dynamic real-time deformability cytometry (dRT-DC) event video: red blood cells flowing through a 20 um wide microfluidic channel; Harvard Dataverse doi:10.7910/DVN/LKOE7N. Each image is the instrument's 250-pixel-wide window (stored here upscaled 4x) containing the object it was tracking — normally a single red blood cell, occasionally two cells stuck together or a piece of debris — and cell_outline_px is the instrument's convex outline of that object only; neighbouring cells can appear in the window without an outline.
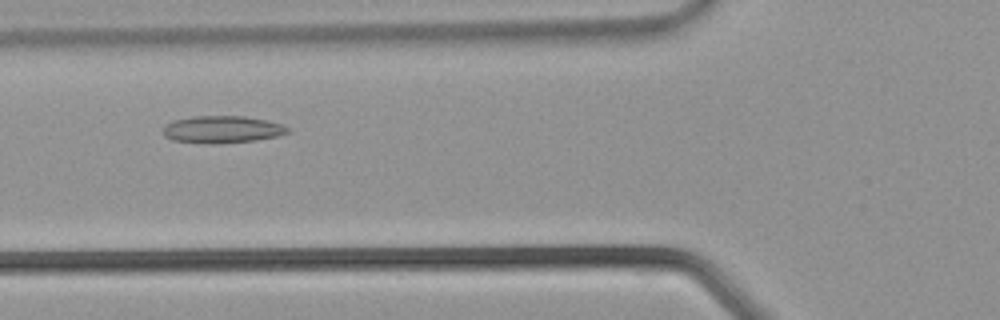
{"species": "common noctule bat (a hibernating species)", "species_latin": "Nyctalus noctula", "temperature_condition": "warm", "stored_images_in_passage": 29, "camera_frame_rate_fps": 3000, "um_per_image_px": 0.085, "animal": {"sex": "male", "body_mass_g": 21.5, "forearm_length_mm": 52.0}, "frame": {"image": 1, "passage_image": 9, "time_ms": 2.667, "image_size_px": [1000, 320], "cell_outline_px": [[292, 132], [280, 136], [256, 140], [208, 144], [204, 144], [172, 140], [164, 136], [164, 124], [172, 120], [192, 116], [244, 116], [284, 124], [292, 128]], "centroid_in_image_um": [18.92, 11.0], "position_along_channel_um": 106.9, "area_um2": 20.11}}
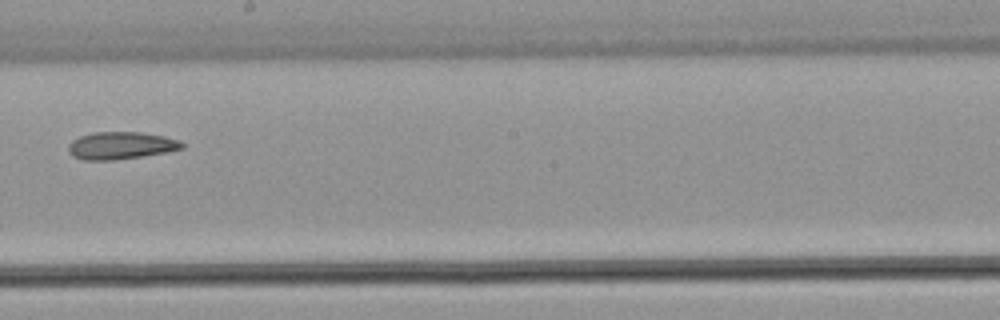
{"frame": {"image": 2, "passage_image": 16, "time_ms": 5.0, "image_size_px": [1000, 320], "cell_outline_px": [[184, 148], [168, 152], [112, 160], [84, 160], [72, 156], [68, 152], [68, 144], [72, 140], [80, 136], [92, 132], [140, 132], [164, 136], [180, 140], [184, 144]], "centroid_in_image_um": [10.26, 12.36], "position_along_channel_um": 237.9, "area_um2": 18.21}}
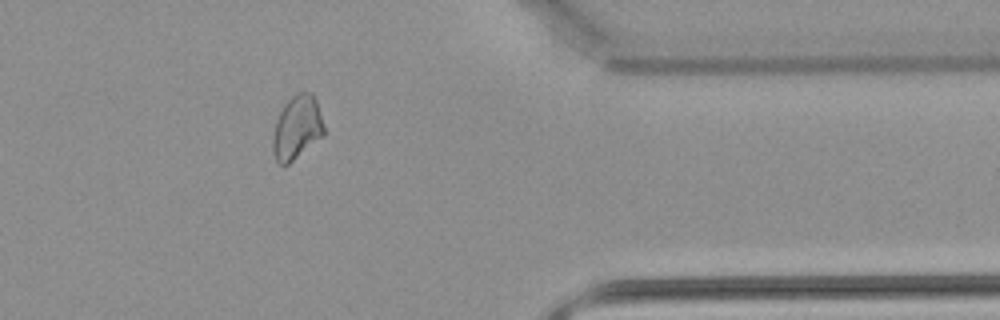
{"frame": {"image": 3, "passage_image": 25, "time_ms": 8.0, "image_size_px": [1000, 320], "cell_outline_px": [[324, 136], [288, 164], [280, 164], [276, 160], [272, 152], [272, 140], [276, 120], [284, 104], [292, 96], [300, 92], [312, 92], [316, 100], [324, 124]], "centroid_in_image_um": [25.24, 10.85], "position_along_channel_um": 386.2, "area_um2": 19.02}}